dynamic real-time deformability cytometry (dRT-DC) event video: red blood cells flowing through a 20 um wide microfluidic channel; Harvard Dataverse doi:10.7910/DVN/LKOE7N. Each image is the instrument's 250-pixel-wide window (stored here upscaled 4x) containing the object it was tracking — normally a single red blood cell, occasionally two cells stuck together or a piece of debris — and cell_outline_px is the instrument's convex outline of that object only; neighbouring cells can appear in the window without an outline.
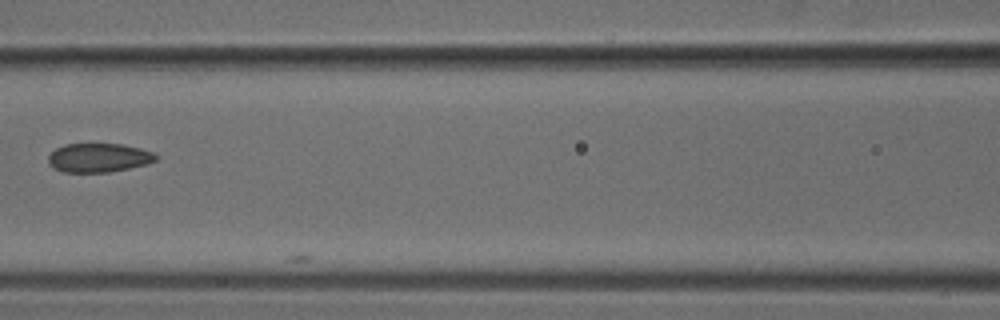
{"species": "common noctule bat (a hibernating species)", "species_latin": "Nyctalus noctula", "temperature_condition": "cold", "stored_images_in_passage": 7, "camera_frame_rate_fps": 3000, "um_per_image_px": 0.085, "animal": {"sex": "male", "body_mass_g": 18.8}, "frame": {"image": 1, "passage_image": 7, "time_ms": 2.0, "image_size_px": [1000, 320], "cell_outline_px": [[156, 160], [148, 164], [108, 172], [64, 172], [52, 168], [48, 164], [48, 156], [56, 148], [64, 144], [124, 144], [140, 148], [152, 152], [156, 156]], "centroid_in_image_um": [8.36, 13.41], "position_along_channel_um": 158.2, "area_um2": 18.15}}